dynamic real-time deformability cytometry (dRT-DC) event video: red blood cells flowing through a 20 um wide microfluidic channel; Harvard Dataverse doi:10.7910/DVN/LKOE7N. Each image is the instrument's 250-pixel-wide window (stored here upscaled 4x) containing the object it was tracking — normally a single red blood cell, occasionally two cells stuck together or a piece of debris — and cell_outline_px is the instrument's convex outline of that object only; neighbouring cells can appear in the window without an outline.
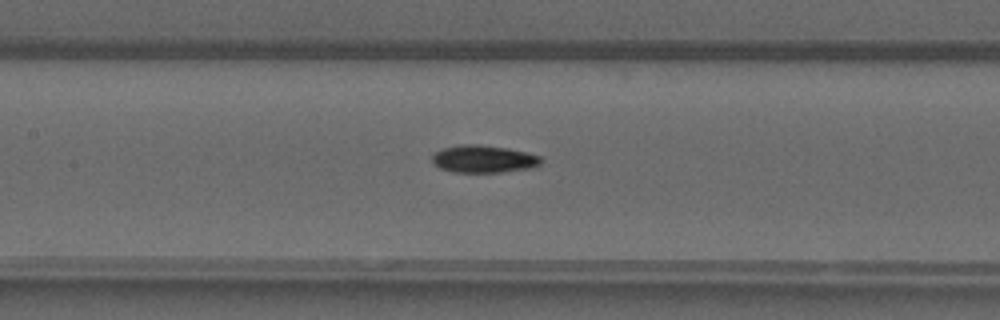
{"species": "common noctule bat (a hibernating species)", "species_latin": "Nyctalus noctula", "temperature_condition": "warm", "stored_images_in_passage": 31, "camera_frame_rate_fps": 3000, "um_per_image_px": 0.085, "animal": {"sex": "male", "forearm_length_mm": 52.5}, "frame": {"image": 1, "passage_image": 10, "time_ms": 3.0, "image_size_px": [1000, 320], "cell_outline_px": [[540, 164], [528, 168], [500, 172], [456, 172], [440, 168], [432, 160], [432, 156], [436, 152], [444, 148], [460, 144], [480, 144], [508, 148], [528, 152], [540, 156]], "centroid_in_image_um": [41.1, 13.5], "position_along_channel_um": 166.3, "area_um2": 17.22}}
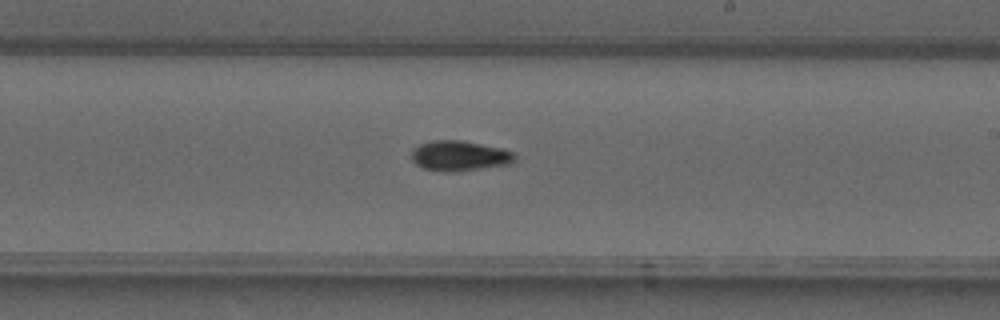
{"frame": {"image": 2, "passage_image": 16, "time_ms": 5.0, "image_size_px": [1000, 320], "cell_outline_px": [[516, 160], [512, 164], [452, 172], [444, 172], [424, 168], [416, 164], [412, 160], [412, 148], [420, 144], [432, 140], [460, 140], [500, 148], [516, 152]], "centroid_in_image_um": [39.08, 13.25], "position_along_channel_um": 249.9, "area_um2": 18.26}}
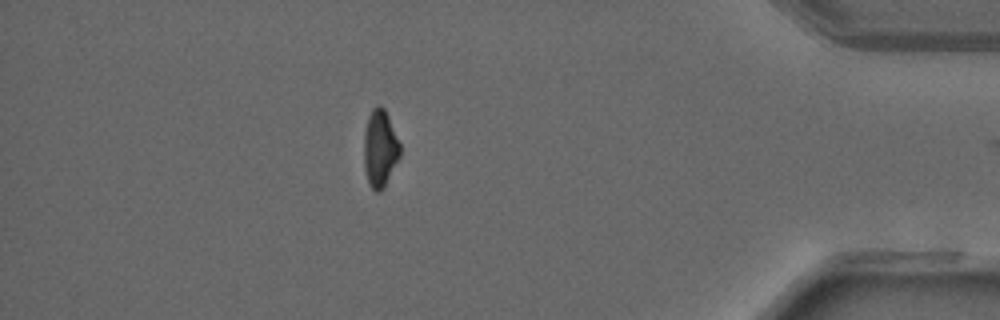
{"frame": {"image": 3, "passage_image": 30, "time_ms": 9.667, "image_size_px": [1000, 320], "cell_outline_px": [[400, 156], [384, 184], [376, 192], [368, 184], [364, 168], [364, 132], [368, 116], [372, 108], [376, 104], [380, 104], [384, 108], [388, 116], [400, 144]], "centroid_in_image_um": [32.27, 12.55], "position_along_channel_um": 402.9, "area_um2": 16.01}, "authors_computed_cell_mechanics": {"area_um2": 17.2244, "velocity_mm_per_s": 4.2108, "shape_relaxation_time_tau1_ms": 10.8793, "shape_relaxation_time_tau2_ms": 7.4567, "deformation_change_tau1": 0.291, "deformation_change_tau2": 0.1222}}